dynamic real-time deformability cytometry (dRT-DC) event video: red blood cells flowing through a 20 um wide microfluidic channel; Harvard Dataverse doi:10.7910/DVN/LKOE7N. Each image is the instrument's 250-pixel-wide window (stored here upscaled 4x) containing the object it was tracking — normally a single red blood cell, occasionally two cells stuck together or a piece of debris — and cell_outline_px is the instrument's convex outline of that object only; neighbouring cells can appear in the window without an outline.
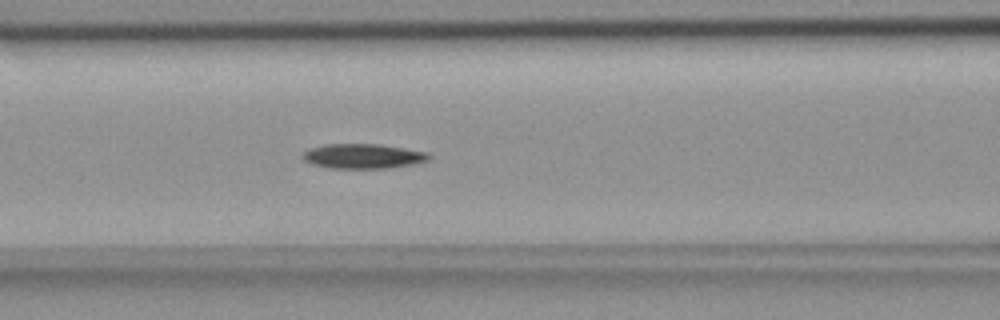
{"species": "common noctule bat (a hibernating species)", "species_latin": "Nyctalus noctula", "temperature_condition": "room temperature", "stored_images_in_passage": 48, "camera_frame_rate_fps": 3000, "um_per_image_px": 0.085, "animal": {"sex": "female", "body_mass_g": 18.4}, "frame": {"image": 1, "passage_image": 15, "time_ms": 4.667, "image_size_px": [1000, 320], "cell_outline_px": [[432, 160], [412, 164], [388, 168], [328, 168], [312, 164], [304, 160], [300, 156], [304, 152], [312, 148], [324, 144], [380, 144], [428, 152], [432, 156]], "centroid_in_image_um": [30.89, 13.27], "position_along_channel_um": 135.7, "area_um2": 18.32}}
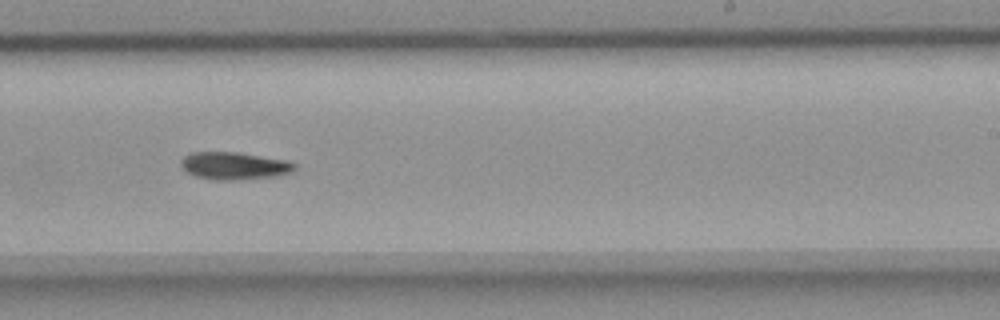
{"frame": {"image": 2, "passage_image": 26, "time_ms": 8.333, "image_size_px": [1000, 320], "cell_outline_px": [[296, 168], [292, 172], [276, 176], [236, 180], [212, 180], [196, 176], [188, 172], [180, 164], [180, 160], [184, 156], [192, 152], [236, 152], [288, 160], [296, 164]], "centroid_in_image_um": [19.93, 14.09], "position_along_channel_um": 269.1, "area_um2": 18.26}}
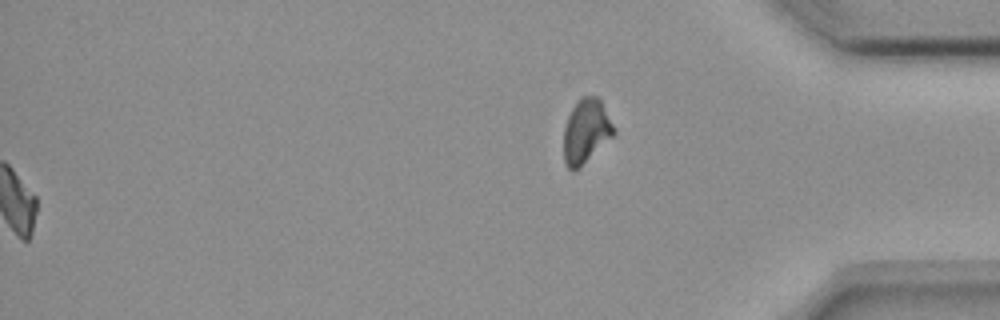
{"frame": {"image": 3, "passage_image": 48, "time_ms": 15.667, "image_size_px": [1000, 320], "cell_outline_px": [[616, 132], [612, 136], [572, 172], [564, 164], [564, 128], [568, 116], [572, 108], [580, 96], [600, 96], [616, 128]], "centroid_in_image_um": [49.82, 11.07], "position_along_channel_um": 385.4, "area_um2": 18.61}, "authors_computed_cell_mechanics": {"area_um2": 17.5423, "velocity_mm_per_s": 3.652, "shape_relaxation_time_tau1_ms": 4.8064, "shape_relaxation_time_tau2_ms": null, "deformation_change_tau1": 0.1581, "deformation_change_tau2": null}}